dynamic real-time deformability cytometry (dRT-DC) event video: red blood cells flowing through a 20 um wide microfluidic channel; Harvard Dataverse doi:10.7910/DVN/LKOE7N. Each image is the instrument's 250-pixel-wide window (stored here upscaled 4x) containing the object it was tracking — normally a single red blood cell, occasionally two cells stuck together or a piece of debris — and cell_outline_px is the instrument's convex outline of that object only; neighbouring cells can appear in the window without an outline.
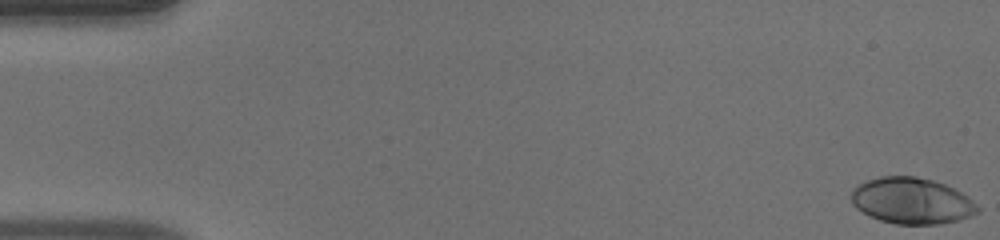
{"species": "human", "species_latin": "Homo sapiens", "temperature_condition": "warm", "stored_images_in_passage": 53, "camera_frame_rate_fps": 3000, "um_per_image_px": 0.085, "donor": {"sex": "male"}, "frame": {"image": 1, "passage_image": 1, "time_ms": 0.0, "image_size_px": [1000, 240], "cell_outline_px": [[980, 212], [960, 220], [940, 224], [896, 224], [880, 220], [868, 216], [856, 208], [852, 204], [852, 188], [868, 180], [880, 176], [916, 176], [932, 180], [944, 184], [968, 196], [980, 208]], "centroid_in_image_um": [77.5, 17.08], "position_along_channel_um": 7.5, "area_um2": 34.1}}
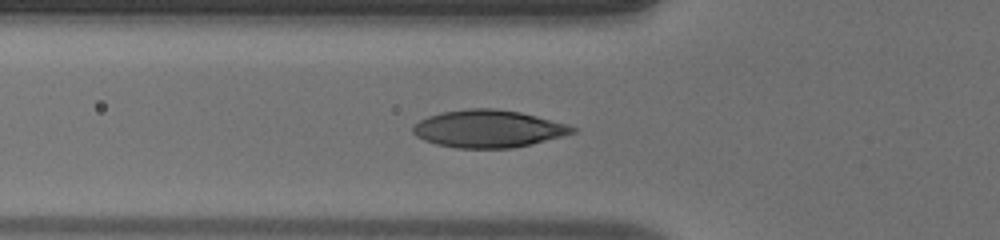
{"frame": {"image": 2, "passage_image": 19, "time_ms": 6.0, "image_size_px": [1000, 240], "cell_outline_px": [[576, 132], [532, 144], [512, 148], [456, 148], [436, 144], [424, 140], [416, 136], [412, 132], [412, 128], [420, 120], [428, 116], [440, 112], [468, 108], [492, 108], [520, 112], [568, 124], [576, 128]], "centroid_in_image_um": [41.49, 10.94], "position_along_channel_um": 84.3, "area_um2": 34.8}}
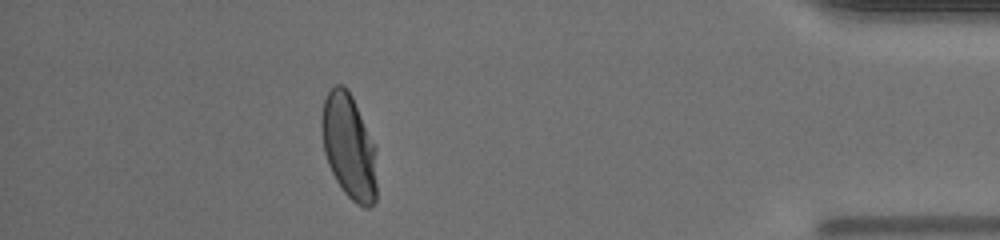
{"frame": {"image": 3, "passage_image": 47, "time_ms": 15.333, "image_size_px": [1000, 240], "cell_outline_px": [[376, 200], [368, 208], [364, 208], [356, 204], [344, 192], [336, 180], [328, 164], [324, 152], [320, 128], [320, 116], [324, 100], [328, 92], [336, 84], [340, 84], [352, 96], [376, 144]], "centroid_in_image_um": [29.66, 12.47], "position_along_channel_um": 405.5, "area_um2": 34.16}, "authors_computed_cell_mechanics": {"area_um2": 33.7552, "velocity_mm_per_s": 3.9427, "shape_relaxation_time_tau1_ms": 3.3638, "shape_relaxation_time_tau2_ms": null, "deformation_change_tau1": 0.1799, "deformation_change_tau2": null}}